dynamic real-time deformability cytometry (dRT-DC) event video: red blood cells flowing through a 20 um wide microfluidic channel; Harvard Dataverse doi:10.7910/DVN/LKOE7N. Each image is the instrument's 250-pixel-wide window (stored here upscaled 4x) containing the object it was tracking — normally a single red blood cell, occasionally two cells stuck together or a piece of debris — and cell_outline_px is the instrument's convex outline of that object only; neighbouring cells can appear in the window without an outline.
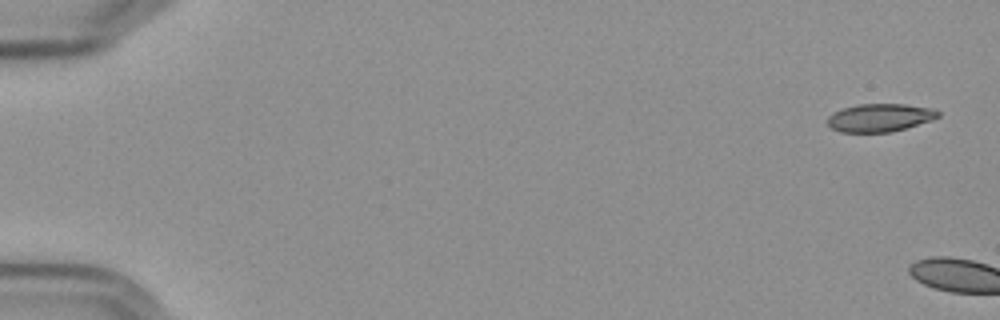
{"species": "Egyptian fruit bat (a non-hibernating species)", "species_latin": "Rousettus aegyptiacus", "temperature_condition": "cold", "stored_images_in_passage": 4, "camera_frame_rate_fps": 3000, "um_per_image_px": 0.085, "frame": {"image": 1, "passage_image": 1, "time_ms": 0.0, "image_size_px": [1000, 320], "cell_outline_px": [[940, 116], [932, 120], [892, 132], [840, 132], [832, 128], [828, 124], [828, 116], [832, 112], [856, 104], [904, 104], [928, 108], [940, 112]], "centroid_in_image_um": [74.76, 10.0], "position_along_channel_um": 10.2, "area_um2": 17.98}}